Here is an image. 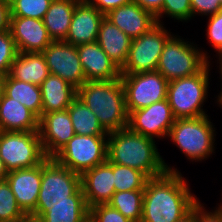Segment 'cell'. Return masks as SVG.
<instances>
[{
	"label": "cell",
	"mask_w": 222,
	"mask_h": 222,
	"mask_svg": "<svg viewBox=\"0 0 222 222\" xmlns=\"http://www.w3.org/2000/svg\"><path fill=\"white\" fill-rule=\"evenodd\" d=\"M81 188L88 208L107 204L115 193L113 163L108 160L81 175Z\"/></svg>",
	"instance_id": "e0dca14e"
},
{
	"label": "cell",
	"mask_w": 222,
	"mask_h": 222,
	"mask_svg": "<svg viewBox=\"0 0 222 222\" xmlns=\"http://www.w3.org/2000/svg\"><path fill=\"white\" fill-rule=\"evenodd\" d=\"M104 14L88 2H78L64 42L78 46L97 41Z\"/></svg>",
	"instance_id": "ac0fdd59"
},
{
	"label": "cell",
	"mask_w": 222,
	"mask_h": 222,
	"mask_svg": "<svg viewBox=\"0 0 222 222\" xmlns=\"http://www.w3.org/2000/svg\"><path fill=\"white\" fill-rule=\"evenodd\" d=\"M181 172L167 171L149 178L143 196L140 222H177L200 200Z\"/></svg>",
	"instance_id": "6da1fadb"
},
{
	"label": "cell",
	"mask_w": 222,
	"mask_h": 222,
	"mask_svg": "<svg viewBox=\"0 0 222 222\" xmlns=\"http://www.w3.org/2000/svg\"><path fill=\"white\" fill-rule=\"evenodd\" d=\"M18 206L29 216L35 209L42 181V163L32 167L12 170L6 177Z\"/></svg>",
	"instance_id": "2e32d148"
},
{
	"label": "cell",
	"mask_w": 222,
	"mask_h": 222,
	"mask_svg": "<svg viewBox=\"0 0 222 222\" xmlns=\"http://www.w3.org/2000/svg\"><path fill=\"white\" fill-rule=\"evenodd\" d=\"M4 1L10 5L14 0H4Z\"/></svg>",
	"instance_id": "681fc988"
},
{
	"label": "cell",
	"mask_w": 222,
	"mask_h": 222,
	"mask_svg": "<svg viewBox=\"0 0 222 222\" xmlns=\"http://www.w3.org/2000/svg\"><path fill=\"white\" fill-rule=\"evenodd\" d=\"M18 54L15 42L9 30L0 33V76H7L11 64Z\"/></svg>",
	"instance_id": "836d02e7"
},
{
	"label": "cell",
	"mask_w": 222,
	"mask_h": 222,
	"mask_svg": "<svg viewBox=\"0 0 222 222\" xmlns=\"http://www.w3.org/2000/svg\"><path fill=\"white\" fill-rule=\"evenodd\" d=\"M175 118L167 99L128 114L127 127L136 133L155 140L166 139Z\"/></svg>",
	"instance_id": "7c38bea8"
},
{
	"label": "cell",
	"mask_w": 222,
	"mask_h": 222,
	"mask_svg": "<svg viewBox=\"0 0 222 222\" xmlns=\"http://www.w3.org/2000/svg\"><path fill=\"white\" fill-rule=\"evenodd\" d=\"M38 132L45 155L53 157L75 135L68 110L42 114Z\"/></svg>",
	"instance_id": "5bb4252c"
},
{
	"label": "cell",
	"mask_w": 222,
	"mask_h": 222,
	"mask_svg": "<svg viewBox=\"0 0 222 222\" xmlns=\"http://www.w3.org/2000/svg\"><path fill=\"white\" fill-rule=\"evenodd\" d=\"M82 222H94L90 216H87Z\"/></svg>",
	"instance_id": "c3c4849f"
},
{
	"label": "cell",
	"mask_w": 222,
	"mask_h": 222,
	"mask_svg": "<svg viewBox=\"0 0 222 222\" xmlns=\"http://www.w3.org/2000/svg\"><path fill=\"white\" fill-rule=\"evenodd\" d=\"M81 188L80 174L58 163L53 157L42 162V181L36 209L28 216L36 222L51 204L72 202V196Z\"/></svg>",
	"instance_id": "5b68a950"
},
{
	"label": "cell",
	"mask_w": 222,
	"mask_h": 222,
	"mask_svg": "<svg viewBox=\"0 0 222 222\" xmlns=\"http://www.w3.org/2000/svg\"><path fill=\"white\" fill-rule=\"evenodd\" d=\"M41 115L66 110L77 97V89L57 75L49 74L40 85Z\"/></svg>",
	"instance_id": "603a6c76"
},
{
	"label": "cell",
	"mask_w": 222,
	"mask_h": 222,
	"mask_svg": "<svg viewBox=\"0 0 222 222\" xmlns=\"http://www.w3.org/2000/svg\"><path fill=\"white\" fill-rule=\"evenodd\" d=\"M75 134L86 136H108L97 116L76 97L67 108Z\"/></svg>",
	"instance_id": "83f0119b"
},
{
	"label": "cell",
	"mask_w": 222,
	"mask_h": 222,
	"mask_svg": "<svg viewBox=\"0 0 222 222\" xmlns=\"http://www.w3.org/2000/svg\"><path fill=\"white\" fill-rule=\"evenodd\" d=\"M51 206L36 222H82L89 216L82 188L72 196V202L53 203Z\"/></svg>",
	"instance_id": "484cf974"
},
{
	"label": "cell",
	"mask_w": 222,
	"mask_h": 222,
	"mask_svg": "<svg viewBox=\"0 0 222 222\" xmlns=\"http://www.w3.org/2000/svg\"><path fill=\"white\" fill-rule=\"evenodd\" d=\"M164 26L156 23L145 34L132 39L127 62L121 69V74L156 71L164 45L173 35Z\"/></svg>",
	"instance_id": "30bf717a"
},
{
	"label": "cell",
	"mask_w": 222,
	"mask_h": 222,
	"mask_svg": "<svg viewBox=\"0 0 222 222\" xmlns=\"http://www.w3.org/2000/svg\"><path fill=\"white\" fill-rule=\"evenodd\" d=\"M143 9L150 11L154 16L162 9L164 0H133Z\"/></svg>",
	"instance_id": "60d3db41"
},
{
	"label": "cell",
	"mask_w": 222,
	"mask_h": 222,
	"mask_svg": "<svg viewBox=\"0 0 222 222\" xmlns=\"http://www.w3.org/2000/svg\"><path fill=\"white\" fill-rule=\"evenodd\" d=\"M48 66L42 52H18L11 64L9 75L16 80L41 85L49 75Z\"/></svg>",
	"instance_id": "cb8c5ba5"
},
{
	"label": "cell",
	"mask_w": 222,
	"mask_h": 222,
	"mask_svg": "<svg viewBox=\"0 0 222 222\" xmlns=\"http://www.w3.org/2000/svg\"><path fill=\"white\" fill-rule=\"evenodd\" d=\"M156 141L128 127L108 133L107 160L143 172L148 178H155L167 171L179 172L162 158Z\"/></svg>",
	"instance_id": "7a4b0ae2"
},
{
	"label": "cell",
	"mask_w": 222,
	"mask_h": 222,
	"mask_svg": "<svg viewBox=\"0 0 222 222\" xmlns=\"http://www.w3.org/2000/svg\"><path fill=\"white\" fill-rule=\"evenodd\" d=\"M178 22H186L193 19V13L191 8V0H164L162 9L155 15L157 23L164 24L162 22L165 16Z\"/></svg>",
	"instance_id": "1f68e13d"
},
{
	"label": "cell",
	"mask_w": 222,
	"mask_h": 222,
	"mask_svg": "<svg viewBox=\"0 0 222 222\" xmlns=\"http://www.w3.org/2000/svg\"><path fill=\"white\" fill-rule=\"evenodd\" d=\"M115 192L144 190L148 177L141 171L113 163Z\"/></svg>",
	"instance_id": "f546056e"
},
{
	"label": "cell",
	"mask_w": 222,
	"mask_h": 222,
	"mask_svg": "<svg viewBox=\"0 0 222 222\" xmlns=\"http://www.w3.org/2000/svg\"><path fill=\"white\" fill-rule=\"evenodd\" d=\"M212 66L206 65L199 73L178 78L168 83L167 101L175 119L206 116L204 102L208 99Z\"/></svg>",
	"instance_id": "8992f818"
},
{
	"label": "cell",
	"mask_w": 222,
	"mask_h": 222,
	"mask_svg": "<svg viewBox=\"0 0 222 222\" xmlns=\"http://www.w3.org/2000/svg\"><path fill=\"white\" fill-rule=\"evenodd\" d=\"M77 97L97 116L107 133L127 127L128 113L120 78L85 81L77 89Z\"/></svg>",
	"instance_id": "3957f363"
},
{
	"label": "cell",
	"mask_w": 222,
	"mask_h": 222,
	"mask_svg": "<svg viewBox=\"0 0 222 222\" xmlns=\"http://www.w3.org/2000/svg\"><path fill=\"white\" fill-rule=\"evenodd\" d=\"M42 53L50 74L59 76L76 89L86 81L76 46L53 41Z\"/></svg>",
	"instance_id": "4fadbf2b"
},
{
	"label": "cell",
	"mask_w": 222,
	"mask_h": 222,
	"mask_svg": "<svg viewBox=\"0 0 222 222\" xmlns=\"http://www.w3.org/2000/svg\"><path fill=\"white\" fill-rule=\"evenodd\" d=\"M9 31L21 53L43 52L53 42L41 19L11 16Z\"/></svg>",
	"instance_id": "9a60e30c"
},
{
	"label": "cell",
	"mask_w": 222,
	"mask_h": 222,
	"mask_svg": "<svg viewBox=\"0 0 222 222\" xmlns=\"http://www.w3.org/2000/svg\"><path fill=\"white\" fill-rule=\"evenodd\" d=\"M144 190L115 192L108 204L132 222L142 218Z\"/></svg>",
	"instance_id": "f1b7e54d"
},
{
	"label": "cell",
	"mask_w": 222,
	"mask_h": 222,
	"mask_svg": "<svg viewBox=\"0 0 222 222\" xmlns=\"http://www.w3.org/2000/svg\"><path fill=\"white\" fill-rule=\"evenodd\" d=\"M39 130V118L19 101L4 93L0 101V131L29 132Z\"/></svg>",
	"instance_id": "44dd1931"
},
{
	"label": "cell",
	"mask_w": 222,
	"mask_h": 222,
	"mask_svg": "<svg viewBox=\"0 0 222 222\" xmlns=\"http://www.w3.org/2000/svg\"><path fill=\"white\" fill-rule=\"evenodd\" d=\"M96 42L121 70L127 62L132 39L104 16Z\"/></svg>",
	"instance_id": "7402d4cb"
},
{
	"label": "cell",
	"mask_w": 222,
	"mask_h": 222,
	"mask_svg": "<svg viewBox=\"0 0 222 222\" xmlns=\"http://www.w3.org/2000/svg\"><path fill=\"white\" fill-rule=\"evenodd\" d=\"M3 93L7 97L19 101L22 105L31 110L38 118L41 117L42 95L39 85L16 80L8 74L4 79Z\"/></svg>",
	"instance_id": "4316f807"
},
{
	"label": "cell",
	"mask_w": 222,
	"mask_h": 222,
	"mask_svg": "<svg viewBox=\"0 0 222 222\" xmlns=\"http://www.w3.org/2000/svg\"><path fill=\"white\" fill-rule=\"evenodd\" d=\"M177 222H196V205Z\"/></svg>",
	"instance_id": "b9f144b4"
},
{
	"label": "cell",
	"mask_w": 222,
	"mask_h": 222,
	"mask_svg": "<svg viewBox=\"0 0 222 222\" xmlns=\"http://www.w3.org/2000/svg\"><path fill=\"white\" fill-rule=\"evenodd\" d=\"M10 20V5L4 0H0V33L9 30Z\"/></svg>",
	"instance_id": "ab89813d"
},
{
	"label": "cell",
	"mask_w": 222,
	"mask_h": 222,
	"mask_svg": "<svg viewBox=\"0 0 222 222\" xmlns=\"http://www.w3.org/2000/svg\"><path fill=\"white\" fill-rule=\"evenodd\" d=\"M127 113L165 100L168 81L157 70L152 72L121 74Z\"/></svg>",
	"instance_id": "8fae6325"
},
{
	"label": "cell",
	"mask_w": 222,
	"mask_h": 222,
	"mask_svg": "<svg viewBox=\"0 0 222 222\" xmlns=\"http://www.w3.org/2000/svg\"><path fill=\"white\" fill-rule=\"evenodd\" d=\"M105 17L131 39L145 34L157 23L150 11L134 1L110 10Z\"/></svg>",
	"instance_id": "d6986e66"
},
{
	"label": "cell",
	"mask_w": 222,
	"mask_h": 222,
	"mask_svg": "<svg viewBox=\"0 0 222 222\" xmlns=\"http://www.w3.org/2000/svg\"><path fill=\"white\" fill-rule=\"evenodd\" d=\"M222 0H191L193 19L210 16L220 11Z\"/></svg>",
	"instance_id": "8d00e7d4"
},
{
	"label": "cell",
	"mask_w": 222,
	"mask_h": 222,
	"mask_svg": "<svg viewBox=\"0 0 222 222\" xmlns=\"http://www.w3.org/2000/svg\"><path fill=\"white\" fill-rule=\"evenodd\" d=\"M219 74H220V82L222 81V68H219ZM221 87V91L218 93V96L217 97H215V98H217L216 99V103L215 104H217L221 109H222V82H221V85H220Z\"/></svg>",
	"instance_id": "7bdbcfd3"
},
{
	"label": "cell",
	"mask_w": 222,
	"mask_h": 222,
	"mask_svg": "<svg viewBox=\"0 0 222 222\" xmlns=\"http://www.w3.org/2000/svg\"><path fill=\"white\" fill-rule=\"evenodd\" d=\"M133 0H89L88 3L96 7L104 15L110 10L130 3Z\"/></svg>",
	"instance_id": "f35d334b"
},
{
	"label": "cell",
	"mask_w": 222,
	"mask_h": 222,
	"mask_svg": "<svg viewBox=\"0 0 222 222\" xmlns=\"http://www.w3.org/2000/svg\"><path fill=\"white\" fill-rule=\"evenodd\" d=\"M78 2H88L89 0H76Z\"/></svg>",
	"instance_id": "f907efd6"
},
{
	"label": "cell",
	"mask_w": 222,
	"mask_h": 222,
	"mask_svg": "<svg viewBox=\"0 0 222 222\" xmlns=\"http://www.w3.org/2000/svg\"><path fill=\"white\" fill-rule=\"evenodd\" d=\"M215 52L217 54L216 58H218L217 59V64L219 63L218 67L222 68V44L215 50Z\"/></svg>",
	"instance_id": "f6af8a7d"
},
{
	"label": "cell",
	"mask_w": 222,
	"mask_h": 222,
	"mask_svg": "<svg viewBox=\"0 0 222 222\" xmlns=\"http://www.w3.org/2000/svg\"><path fill=\"white\" fill-rule=\"evenodd\" d=\"M196 222H222V215L215 210H207L200 201L196 204Z\"/></svg>",
	"instance_id": "74e56055"
},
{
	"label": "cell",
	"mask_w": 222,
	"mask_h": 222,
	"mask_svg": "<svg viewBox=\"0 0 222 222\" xmlns=\"http://www.w3.org/2000/svg\"><path fill=\"white\" fill-rule=\"evenodd\" d=\"M4 79L5 77L0 76V101L3 95V91H4Z\"/></svg>",
	"instance_id": "bcb514c9"
},
{
	"label": "cell",
	"mask_w": 222,
	"mask_h": 222,
	"mask_svg": "<svg viewBox=\"0 0 222 222\" xmlns=\"http://www.w3.org/2000/svg\"><path fill=\"white\" fill-rule=\"evenodd\" d=\"M107 140L108 136L75 134L53 158L81 175L86 170L107 161Z\"/></svg>",
	"instance_id": "9c48e42d"
},
{
	"label": "cell",
	"mask_w": 222,
	"mask_h": 222,
	"mask_svg": "<svg viewBox=\"0 0 222 222\" xmlns=\"http://www.w3.org/2000/svg\"><path fill=\"white\" fill-rule=\"evenodd\" d=\"M86 81L114 80L121 70L113 63L97 42L76 46Z\"/></svg>",
	"instance_id": "ffe728a7"
},
{
	"label": "cell",
	"mask_w": 222,
	"mask_h": 222,
	"mask_svg": "<svg viewBox=\"0 0 222 222\" xmlns=\"http://www.w3.org/2000/svg\"><path fill=\"white\" fill-rule=\"evenodd\" d=\"M29 217L18 206L7 180H0V222H27Z\"/></svg>",
	"instance_id": "4dcf8cb0"
},
{
	"label": "cell",
	"mask_w": 222,
	"mask_h": 222,
	"mask_svg": "<svg viewBox=\"0 0 222 222\" xmlns=\"http://www.w3.org/2000/svg\"><path fill=\"white\" fill-rule=\"evenodd\" d=\"M217 205H218V207H217V208H214V210H215L217 213H219V214L222 215V199H221L220 204L218 203Z\"/></svg>",
	"instance_id": "7dc6e473"
},
{
	"label": "cell",
	"mask_w": 222,
	"mask_h": 222,
	"mask_svg": "<svg viewBox=\"0 0 222 222\" xmlns=\"http://www.w3.org/2000/svg\"><path fill=\"white\" fill-rule=\"evenodd\" d=\"M89 216L94 222H132L108 203L89 208Z\"/></svg>",
	"instance_id": "e575fe53"
},
{
	"label": "cell",
	"mask_w": 222,
	"mask_h": 222,
	"mask_svg": "<svg viewBox=\"0 0 222 222\" xmlns=\"http://www.w3.org/2000/svg\"><path fill=\"white\" fill-rule=\"evenodd\" d=\"M76 0H52L43 22L52 41H65Z\"/></svg>",
	"instance_id": "d4e9b609"
},
{
	"label": "cell",
	"mask_w": 222,
	"mask_h": 222,
	"mask_svg": "<svg viewBox=\"0 0 222 222\" xmlns=\"http://www.w3.org/2000/svg\"><path fill=\"white\" fill-rule=\"evenodd\" d=\"M181 37L173 34L167 40L156 68L168 82L195 75L212 64L206 50Z\"/></svg>",
	"instance_id": "52a82bcc"
},
{
	"label": "cell",
	"mask_w": 222,
	"mask_h": 222,
	"mask_svg": "<svg viewBox=\"0 0 222 222\" xmlns=\"http://www.w3.org/2000/svg\"><path fill=\"white\" fill-rule=\"evenodd\" d=\"M52 0H14L10 4L11 16L43 20Z\"/></svg>",
	"instance_id": "d6a6232c"
},
{
	"label": "cell",
	"mask_w": 222,
	"mask_h": 222,
	"mask_svg": "<svg viewBox=\"0 0 222 222\" xmlns=\"http://www.w3.org/2000/svg\"><path fill=\"white\" fill-rule=\"evenodd\" d=\"M209 115L175 119L167 139L191 162H203L215 153L216 129Z\"/></svg>",
	"instance_id": "277c9868"
},
{
	"label": "cell",
	"mask_w": 222,
	"mask_h": 222,
	"mask_svg": "<svg viewBox=\"0 0 222 222\" xmlns=\"http://www.w3.org/2000/svg\"><path fill=\"white\" fill-rule=\"evenodd\" d=\"M206 37L213 49L222 44V12L207 16Z\"/></svg>",
	"instance_id": "d590c367"
},
{
	"label": "cell",
	"mask_w": 222,
	"mask_h": 222,
	"mask_svg": "<svg viewBox=\"0 0 222 222\" xmlns=\"http://www.w3.org/2000/svg\"><path fill=\"white\" fill-rule=\"evenodd\" d=\"M0 158L9 172L35 167L47 156L38 131H0Z\"/></svg>",
	"instance_id": "ba28073f"
},
{
	"label": "cell",
	"mask_w": 222,
	"mask_h": 222,
	"mask_svg": "<svg viewBox=\"0 0 222 222\" xmlns=\"http://www.w3.org/2000/svg\"><path fill=\"white\" fill-rule=\"evenodd\" d=\"M8 175V170L6 169L3 160L0 158V180H5Z\"/></svg>",
	"instance_id": "ee69618b"
}]
</instances>
